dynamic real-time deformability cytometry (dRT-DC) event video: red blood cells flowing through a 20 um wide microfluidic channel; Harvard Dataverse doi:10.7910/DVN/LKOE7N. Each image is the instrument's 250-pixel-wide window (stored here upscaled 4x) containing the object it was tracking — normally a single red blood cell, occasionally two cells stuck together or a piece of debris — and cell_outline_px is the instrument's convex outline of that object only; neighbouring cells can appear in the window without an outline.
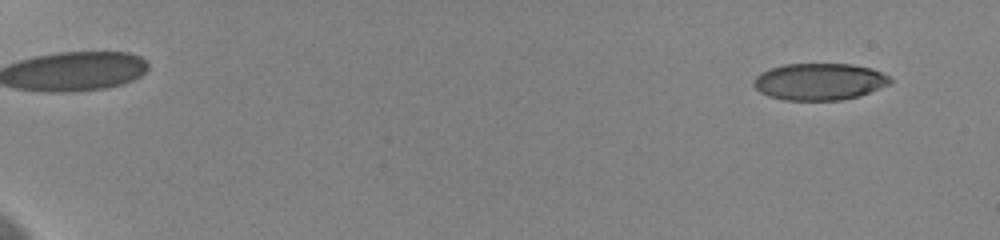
{"species": "human", "species_latin": "Homo sapiens", "temperature_condition": "cold", "stored_images_in_passage": 58, "camera_frame_rate_fps": 3000, "um_per_image_px": 0.085, "donor": {"sex": "female"}, "frame": {"image": 1, "passage_image": 4, "time_ms": 1.0, "image_size_px": [1000, 240], "cell_outline_px": [[892, 80], [888, 84], [860, 96], [840, 100], [784, 100], [768, 96], [760, 92], [752, 84], [752, 80], [760, 72], [784, 64], [852, 64], [872, 68], [888, 76]], "centroid_in_image_um": [69.61, 6.94], "position_along_channel_um": 15.4, "area_um2": 29.3}}
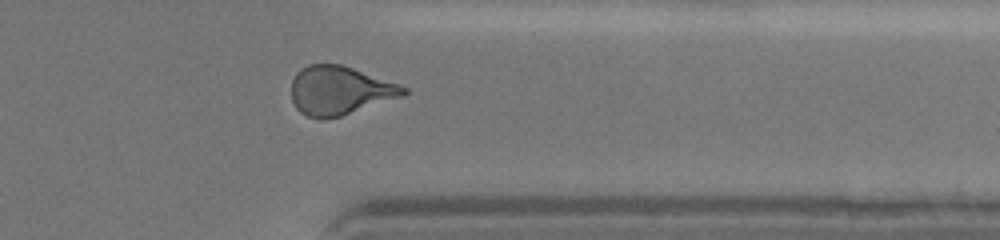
{"frame": {"image": 2, "passage_image": 49, "time_ms": 16.0, "image_size_px": [1000, 240], "cell_outline_px": [[408, 92], [404, 96], [340, 116], [324, 120], [320, 120], [308, 116], [300, 112], [296, 108], [292, 100], [292, 80], [296, 72], [300, 68], [308, 64], [344, 64], [400, 84], [408, 88]], "centroid_in_image_um": [28.89, 7.68], "position_along_channel_um": 382.5, "area_um2": 32.25}}
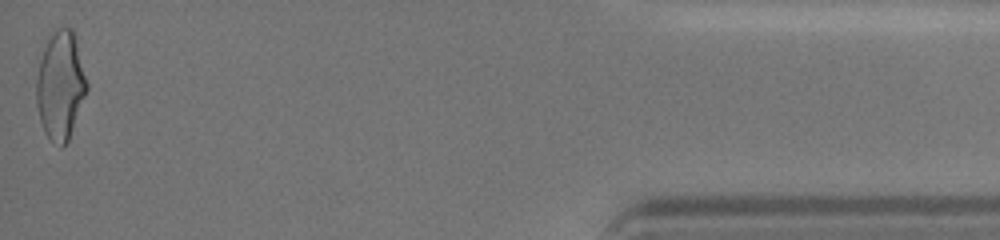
{"frame": {"image": 3, "passage_image": 58, "time_ms": 19.0, "image_size_px": [1000, 240], "cell_outline_px": [[88, 88], [68, 140], [60, 148], [44, 132], [40, 120], [36, 104], [36, 80], [40, 60], [48, 36], [60, 24], [72, 28], [88, 84]], "centroid_in_image_um": [5.12, 7.22], "position_along_channel_um": 430.1, "area_um2": 31.73}, "authors_computed_cell_mechanics": {"area_um2": 31.212, "velocity_mm_per_s": 3.6544, "shape_relaxation_time_tau1_ms": 7.0522, "shape_relaxation_time_tau2_ms": 1.3616, "deformation_change_tau1": 0.1766, "deformation_change_tau2": 0.086}}